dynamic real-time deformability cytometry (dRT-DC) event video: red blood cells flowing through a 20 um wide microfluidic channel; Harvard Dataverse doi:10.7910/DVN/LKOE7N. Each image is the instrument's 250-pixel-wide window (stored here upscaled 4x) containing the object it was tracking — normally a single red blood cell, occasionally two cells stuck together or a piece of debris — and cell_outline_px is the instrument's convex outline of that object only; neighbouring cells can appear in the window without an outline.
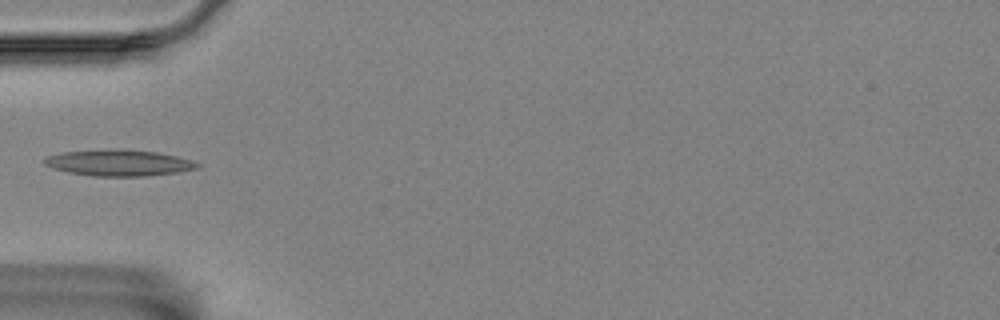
{"species": "Egyptian fruit bat (a non-hibernating species)", "species_latin": "Rousettus aegyptiacus", "temperature_condition": "room temperature", "stored_images_in_passage": 1, "camera_frame_rate_fps": 3000, "um_per_image_px": 0.085, "animal": {"sex": "female"}, "frame": {"image": 1, "passage_image": 1, "time_ms": 0.0, "image_size_px": [1000, 320], "cell_outline_px": [[204, 164], [200, 168], [176, 172], [144, 176], [92, 176], [68, 172], [52, 168], [44, 164], [44, 160], [48, 156], [64, 152], [156, 152], [176, 156], [192, 160]], "centroid_in_image_um": [10.18, 13.9], "position_along_channel_um": 74.8, "area_um2": 22.08}}